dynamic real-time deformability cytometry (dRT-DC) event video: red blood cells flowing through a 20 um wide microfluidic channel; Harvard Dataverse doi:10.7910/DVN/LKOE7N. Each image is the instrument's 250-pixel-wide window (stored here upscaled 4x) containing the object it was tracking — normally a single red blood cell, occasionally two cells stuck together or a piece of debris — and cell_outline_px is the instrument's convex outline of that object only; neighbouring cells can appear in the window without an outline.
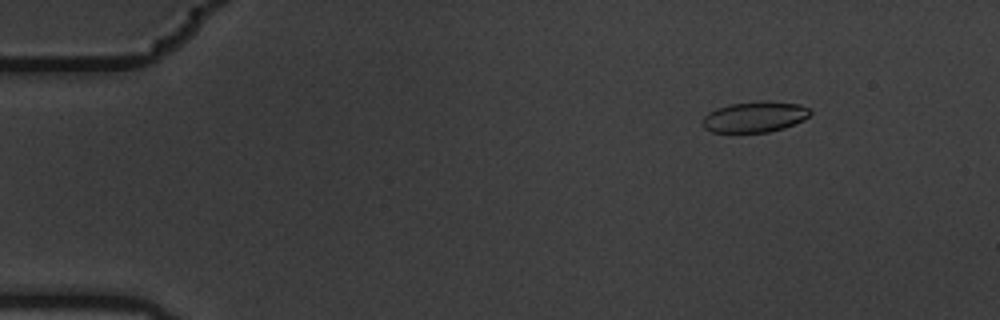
{"species": "common noctule bat (a hibernating species)", "species_latin": "Nyctalus noctula", "temperature_condition": "warm", "stored_images_in_passage": 5, "camera_frame_rate_fps": 3000, "um_per_image_px": 0.085, "animal": {"sex": "male", "body_mass_g": 19.5, "forearm_length_mm": 54.6}, "frame": {"image": 1, "passage_image": 1, "time_ms": 0.0, "image_size_px": [1000, 320], "cell_outline_px": [[812, 112], [804, 120], [784, 128], [768, 132], [712, 132], [704, 128], [704, 116], [708, 112], [716, 108], [732, 104], [768, 100], [800, 104], [808, 108]], "centroid_in_image_um": [64.19, 9.93], "position_along_channel_um": 20.8, "area_um2": 19.25}}
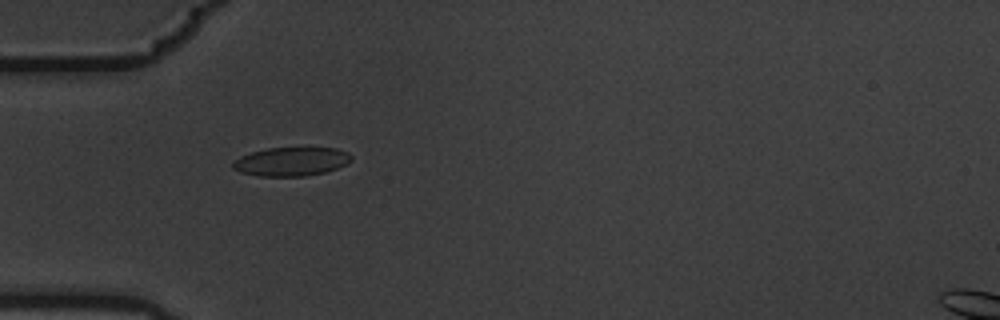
{"frame": {"image": 2, "passage_image": 4, "time_ms": 1.0, "image_size_px": [1000, 320], "cell_outline_px": [[352, 160], [348, 164], [324, 172], [304, 176], [260, 176], [240, 172], [232, 168], [232, 164], [240, 156], [252, 152], [268, 148], [336, 148], [348, 152], [352, 156]], "centroid_in_image_um": [24.78, 13.73], "position_along_channel_um": 60.2, "area_um2": 19.77}}
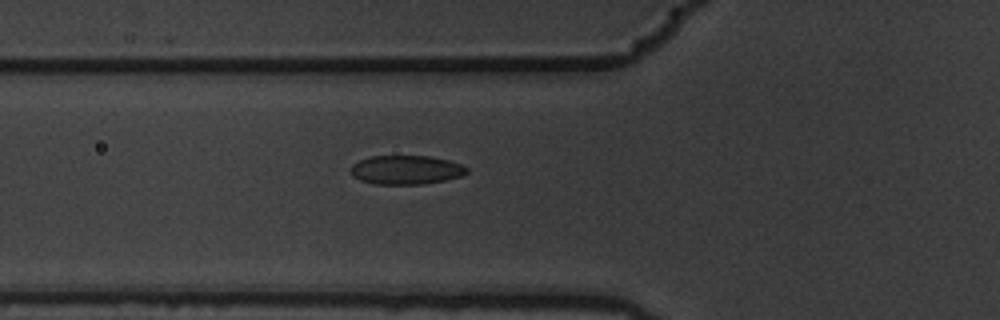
{"frame": {"image": 3, "passage_image": 5, "time_ms": 1.333, "image_size_px": [1000, 320], "cell_outline_px": [[468, 172], [460, 176], [444, 180], [424, 184], [376, 184], [360, 180], [352, 176], [348, 168], [352, 164], [360, 160], [372, 156], [428, 156], [448, 160], [460, 164], [468, 168]], "centroid_in_image_um": [34.47, 14.44], "position_along_channel_um": 91.3, "area_um2": 19.59}}